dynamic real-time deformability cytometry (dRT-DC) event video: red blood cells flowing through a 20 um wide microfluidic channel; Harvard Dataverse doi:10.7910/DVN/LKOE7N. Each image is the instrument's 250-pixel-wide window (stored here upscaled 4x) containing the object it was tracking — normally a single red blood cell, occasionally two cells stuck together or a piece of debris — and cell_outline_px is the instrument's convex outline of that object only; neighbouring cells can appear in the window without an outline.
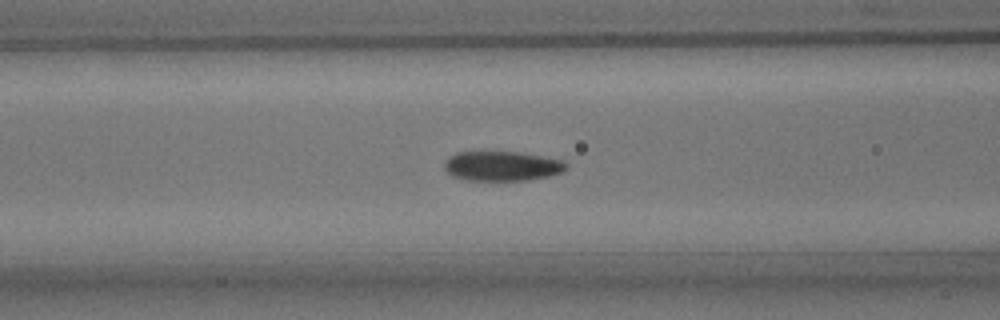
{"species": "common noctule bat (a hibernating species)", "species_latin": "Nyctalus noctula", "temperature_condition": "room temperature", "stored_images_in_passage": 29, "camera_frame_rate_fps": 3000, "um_per_image_px": 0.085, "animal": {"sex": "male", "body_mass_g": 15.6}, "frame": {"image": 1, "passage_image": 8, "time_ms": 2.333, "image_size_px": [1000, 320], "cell_outline_px": [[568, 168], [564, 172], [548, 176], [528, 180], [464, 180], [452, 176], [444, 168], [444, 160], [448, 156], [456, 152], [520, 152], [564, 160], [568, 164]], "centroid_in_image_um": [42.68, 14.11], "position_along_channel_um": 123.9, "area_um2": 21.33}}
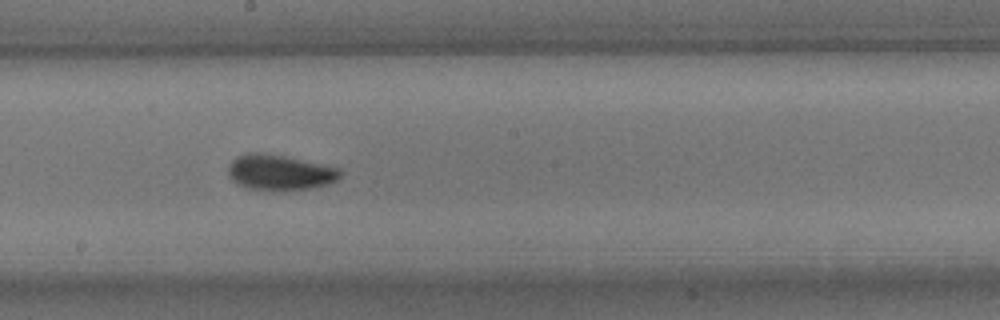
{"frame": {"image": 2, "passage_image": 16, "time_ms": 5.0, "image_size_px": [1000, 320], "cell_outline_px": [[340, 176], [336, 180], [328, 184], [308, 188], [244, 188], [236, 184], [228, 176], [228, 164], [236, 156], [248, 152], [256, 152], [284, 156], [336, 168], [340, 172]], "centroid_in_image_um": [23.67, 14.62], "position_along_channel_um": 224.5, "area_um2": 22.31}}
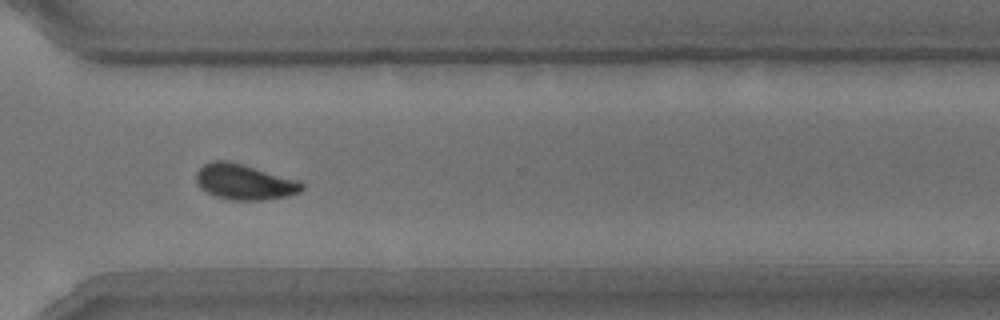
{"frame": {"image": 3, "passage_image": 26, "time_ms": 8.333, "image_size_px": [1000, 320], "cell_outline_px": [[304, 188], [300, 192], [288, 196], [264, 200], [228, 200], [216, 196], [200, 188], [196, 180], [196, 172], [204, 164], [216, 160], [228, 160], [300, 180], [304, 184]], "centroid_in_image_um": [20.8, 15.47], "position_along_channel_um": 349.8, "area_um2": 22.02}, "authors_computed_cell_mechanics": {"area_um2": 22.1374, "velocity_mm_per_s": 3.769, "shape_relaxation_time_tau1_ms": 2.913, "shape_relaxation_time_tau2_ms": 1.5767, "deformation_change_tau1": 0.1121, "deformation_change_tau2": 0.0525}}